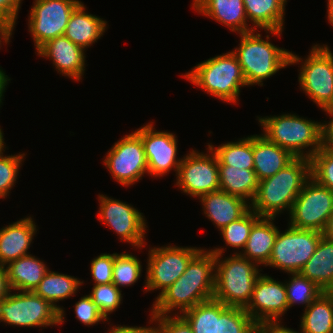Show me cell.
<instances>
[{
    "mask_svg": "<svg viewBox=\"0 0 333 333\" xmlns=\"http://www.w3.org/2000/svg\"><path fill=\"white\" fill-rule=\"evenodd\" d=\"M275 240L267 266L285 273H300L314 254L322 238V232L316 230L296 229L287 225Z\"/></svg>",
    "mask_w": 333,
    "mask_h": 333,
    "instance_id": "obj_11",
    "label": "cell"
},
{
    "mask_svg": "<svg viewBox=\"0 0 333 333\" xmlns=\"http://www.w3.org/2000/svg\"><path fill=\"white\" fill-rule=\"evenodd\" d=\"M140 259L133 253H114L112 283L121 288L135 285L142 276L143 266Z\"/></svg>",
    "mask_w": 333,
    "mask_h": 333,
    "instance_id": "obj_35",
    "label": "cell"
},
{
    "mask_svg": "<svg viewBox=\"0 0 333 333\" xmlns=\"http://www.w3.org/2000/svg\"><path fill=\"white\" fill-rule=\"evenodd\" d=\"M208 249L216 255L213 299L226 306L246 308L263 269L240 254L223 257L226 247Z\"/></svg>",
    "mask_w": 333,
    "mask_h": 333,
    "instance_id": "obj_4",
    "label": "cell"
},
{
    "mask_svg": "<svg viewBox=\"0 0 333 333\" xmlns=\"http://www.w3.org/2000/svg\"><path fill=\"white\" fill-rule=\"evenodd\" d=\"M156 324L157 333H193L182 315H149Z\"/></svg>",
    "mask_w": 333,
    "mask_h": 333,
    "instance_id": "obj_42",
    "label": "cell"
},
{
    "mask_svg": "<svg viewBox=\"0 0 333 333\" xmlns=\"http://www.w3.org/2000/svg\"><path fill=\"white\" fill-rule=\"evenodd\" d=\"M276 217H261L252 227L246 246L239 254L258 266L265 267L270 260L279 227Z\"/></svg>",
    "mask_w": 333,
    "mask_h": 333,
    "instance_id": "obj_25",
    "label": "cell"
},
{
    "mask_svg": "<svg viewBox=\"0 0 333 333\" xmlns=\"http://www.w3.org/2000/svg\"><path fill=\"white\" fill-rule=\"evenodd\" d=\"M261 218L251 208L238 220L231 222L220 230L225 246L237 249L233 254L243 251L249 238L253 225ZM241 250V251H239Z\"/></svg>",
    "mask_w": 333,
    "mask_h": 333,
    "instance_id": "obj_34",
    "label": "cell"
},
{
    "mask_svg": "<svg viewBox=\"0 0 333 333\" xmlns=\"http://www.w3.org/2000/svg\"><path fill=\"white\" fill-rule=\"evenodd\" d=\"M89 295L103 316L110 322V314L120 308V305L123 303L124 294H122V290L111 282L108 284L93 285Z\"/></svg>",
    "mask_w": 333,
    "mask_h": 333,
    "instance_id": "obj_38",
    "label": "cell"
},
{
    "mask_svg": "<svg viewBox=\"0 0 333 333\" xmlns=\"http://www.w3.org/2000/svg\"><path fill=\"white\" fill-rule=\"evenodd\" d=\"M198 200L205 217L211 220L218 231L241 218L250 209V203L244 198L222 190L207 193Z\"/></svg>",
    "mask_w": 333,
    "mask_h": 333,
    "instance_id": "obj_21",
    "label": "cell"
},
{
    "mask_svg": "<svg viewBox=\"0 0 333 333\" xmlns=\"http://www.w3.org/2000/svg\"><path fill=\"white\" fill-rule=\"evenodd\" d=\"M44 260L33 254L22 256L5 266L13 291H34L49 270Z\"/></svg>",
    "mask_w": 333,
    "mask_h": 333,
    "instance_id": "obj_26",
    "label": "cell"
},
{
    "mask_svg": "<svg viewBox=\"0 0 333 333\" xmlns=\"http://www.w3.org/2000/svg\"><path fill=\"white\" fill-rule=\"evenodd\" d=\"M148 324L152 326H126V325H110V333H157L156 324L150 317ZM155 326H154V325Z\"/></svg>",
    "mask_w": 333,
    "mask_h": 333,
    "instance_id": "obj_44",
    "label": "cell"
},
{
    "mask_svg": "<svg viewBox=\"0 0 333 333\" xmlns=\"http://www.w3.org/2000/svg\"><path fill=\"white\" fill-rule=\"evenodd\" d=\"M256 333H264L261 329H259Z\"/></svg>",
    "mask_w": 333,
    "mask_h": 333,
    "instance_id": "obj_54",
    "label": "cell"
},
{
    "mask_svg": "<svg viewBox=\"0 0 333 333\" xmlns=\"http://www.w3.org/2000/svg\"><path fill=\"white\" fill-rule=\"evenodd\" d=\"M326 112L325 114L327 115H332L333 116V101L329 104V106L324 110Z\"/></svg>",
    "mask_w": 333,
    "mask_h": 333,
    "instance_id": "obj_52",
    "label": "cell"
},
{
    "mask_svg": "<svg viewBox=\"0 0 333 333\" xmlns=\"http://www.w3.org/2000/svg\"><path fill=\"white\" fill-rule=\"evenodd\" d=\"M288 0H243L248 22L255 30H283Z\"/></svg>",
    "mask_w": 333,
    "mask_h": 333,
    "instance_id": "obj_27",
    "label": "cell"
},
{
    "mask_svg": "<svg viewBox=\"0 0 333 333\" xmlns=\"http://www.w3.org/2000/svg\"><path fill=\"white\" fill-rule=\"evenodd\" d=\"M86 10L87 7L81 2L71 14L64 33L65 37L85 51L101 39L108 28L106 19Z\"/></svg>",
    "mask_w": 333,
    "mask_h": 333,
    "instance_id": "obj_22",
    "label": "cell"
},
{
    "mask_svg": "<svg viewBox=\"0 0 333 333\" xmlns=\"http://www.w3.org/2000/svg\"><path fill=\"white\" fill-rule=\"evenodd\" d=\"M114 253H101L91 260L90 273L93 285L108 284L112 282Z\"/></svg>",
    "mask_w": 333,
    "mask_h": 333,
    "instance_id": "obj_41",
    "label": "cell"
},
{
    "mask_svg": "<svg viewBox=\"0 0 333 333\" xmlns=\"http://www.w3.org/2000/svg\"><path fill=\"white\" fill-rule=\"evenodd\" d=\"M328 117L330 121L322 122L321 147L333 152V116Z\"/></svg>",
    "mask_w": 333,
    "mask_h": 333,
    "instance_id": "obj_45",
    "label": "cell"
},
{
    "mask_svg": "<svg viewBox=\"0 0 333 333\" xmlns=\"http://www.w3.org/2000/svg\"><path fill=\"white\" fill-rule=\"evenodd\" d=\"M15 24H11L0 20V49L2 45H8L11 41L12 34H14Z\"/></svg>",
    "mask_w": 333,
    "mask_h": 333,
    "instance_id": "obj_46",
    "label": "cell"
},
{
    "mask_svg": "<svg viewBox=\"0 0 333 333\" xmlns=\"http://www.w3.org/2000/svg\"><path fill=\"white\" fill-rule=\"evenodd\" d=\"M222 302L215 299L197 304L181 315L191 326L193 333H215L216 317L226 308Z\"/></svg>",
    "mask_w": 333,
    "mask_h": 333,
    "instance_id": "obj_32",
    "label": "cell"
},
{
    "mask_svg": "<svg viewBox=\"0 0 333 333\" xmlns=\"http://www.w3.org/2000/svg\"><path fill=\"white\" fill-rule=\"evenodd\" d=\"M220 190L244 198L251 204L258 189L255 171L229 165H218Z\"/></svg>",
    "mask_w": 333,
    "mask_h": 333,
    "instance_id": "obj_30",
    "label": "cell"
},
{
    "mask_svg": "<svg viewBox=\"0 0 333 333\" xmlns=\"http://www.w3.org/2000/svg\"><path fill=\"white\" fill-rule=\"evenodd\" d=\"M6 71H4L1 66H0V107H2L1 105H3V97L4 94L6 92V88L7 85L9 84L11 78L8 77V75H6L5 73Z\"/></svg>",
    "mask_w": 333,
    "mask_h": 333,
    "instance_id": "obj_49",
    "label": "cell"
},
{
    "mask_svg": "<svg viewBox=\"0 0 333 333\" xmlns=\"http://www.w3.org/2000/svg\"><path fill=\"white\" fill-rule=\"evenodd\" d=\"M288 309L285 280L278 281L267 273H261L255 282L252 298L245 311L259 327H262L272 323H283L282 317Z\"/></svg>",
    "mask_w": 333,
    "mask_h": 333,
    "instance_id": "obj_17",
    "label": "cell"
},
{
    "mask_svg": "<svg viewBox=\"0 0 333 333\" xmlns=\"http://www.w3.org/2000/svg\"><path fill=\"white\" fill-rule=\"evenodd\" d=\"M310 177V159L295 158L274 176L259 181L250 208L261 217H278L286 211L289 214L295 199Z\"/></svg>",
    "mask_w": 333,
    "mask_h": 333,
    "instance_id": "obj_3",
    "label": "cell"
},
{
    "mask_svg": "<svg viewBox=\"0 0 333 333\" xmlns=\"http://www.w3.org/2000/svg\"><path fill=\"white\" fill-rule=\"evenodd\" d=\"M282 32L283 30H265V40L258 30L239 34L240 42L231 51L241 66L247 87L263 86V81L280 69L290 66L291 51L275 46L270 40L272 35L281 38Z\"/></svg>",
    "mask_w": 333,
    "mask_h": 333,
    "instance_id": "obj_2",
    "label": "cell"
},
{
    "mask_svg": "<svg viewBox=\"0 0 333 333\" xmlns=\"http://www.w3.org/2000/svg\"><path fill=\"white\" fill-rule=\"evenodd\" d=\"M300 273L324 292H330L333 289V240L322 236Z\"/></svg>",
    "mask_w": 333,
    "mask_h": 333,
    "instance_id": "obj_28",
    "label": "cell"
},
{
    "mask_svg": "<svg viewBox=\"0 0 333 333\" xmlns=\"http://www.w3.org/2000/svg\"><path fill=\"white\" fill-rule=\"evenodd\" d=\"M10 291L6 268L0 265V301L5 299Z\"/></svg>",
    "mask_w": 333,
    "mask_h": 333,
    "instance_id": "obj_48",
    "label": "cell"
},
{
    "mask_svg": "<svg viewBox=\"0 0 333 333\" xmlns=\"http://www.w3.org/2000/svg\"><path fill=\"white\" fill-rule=\"evenodd\" d=\"M268 140L288 150L295 158H308L321 148L322 122L300 117L296 113L257 116Z\"/></svg>",
    "mask_w": 333,
    "mask_h": 333,
    "instance_id": "obj_5",
    "label": "cell"
},
{
    "mask_svg": "<svg viewBox=\"0 0 333 333\" xmlns=\"http://www.w3.org/2000/svg\"><path fill=\"white\" fill-rule=\"evenodd\" d=\"M310 162L311 177L333 192V152L321 147Z\"/></svg>",
    "mask_w": 333,
    "mask_h": 333,
    "instance_id": "obj_39",
    "label": "cell"
},
{
    "mask_svg": "<svg viewBox=\"0 0 333 333\" xmlns=\"http://www.w3.org/2000/svg\"><path fill=\"white\" fill-rule=\"evenodd\" d=\"M16 327L48 328L60 325V311L33 291H10L0 301V323Z\"/></svg>",
    "mask_w": 333,
    "mask_h": 333,
    "instance_id": "obj_8",
    "label": "cell"
},
{
    "mask_svg": "<svg viewBox=\"0 0 333 333\" xmlns=\"http://www.w3.org/2000/svg\"><path fill=\"white\" fill-rule=\"evenodd\" d=\"M300 318L302 333H333V293H321Z\"/></svg>",
    "mask_w": 333,
    "mask_h": 333,
    "instance_id": "obj_29",
    "label": "cell"
},
{
    "mask_svg": "<svg viewBox=\"0 0 333 333\" xmlns=\"http://www.w3.org/2000/svg\"><path fill=\"white\" fill-rule=\"evenodd\" d=\"M327 44H314L305 58L291 51L290 66L300 64V91L324 111L333 101V53Z\"/></svg>",
    "mask_w": 333,
    "mask_h": 333,
    "instance_id": "obj_7",
    "label": "cell"
},
{
    "mask_svg": "<svg viewBox=\"0 0 333 333\" xmlns=\"http://www.w3.org/2000/svg\"><path fill=\"white\" fill-rule=\"evenodd\" d=\"M285 280L288 308L295 305L304 306V310L324 291L301 273H288Z\"/></svg>",
    "mask_w": 333,
    "mask_h": 333,
    "instance_id": "obj_33",
    "label": "cell"
},
{
    "mask_svg": "<svg viewBox=\"0 0 333 333\" xmlns=\"http://www.w3.org/2000/svg\"><path fill=\"white\" fill-rule=\"evenodd\" d=\"M215 261L216 255L202 248L190 260L184 273L155 297L149 315H181L197 304L213 299Z\"/></svg>",
    "mask_w": 333,
    "mask_h": 333,
    "instance_id": "obj_1",
    "label": "cell"
},
{
    "mask_svg": "<svg viewBox=\"0 0 333 333\" xmlns=\"http://www.w3.org/2000/svg\"><path fill=\"white\" fill-rule=\"evenodd\" d=\"M22 1L0 0V20L16 25Z\"/></svg>",
    "mask_w": 333,
    "mask_h": 333,
    "instance_id": "obj_43",
    "label": "cell"
},
{
    "mask_svg": "<svg viewBox=\"0 0 333 333\" xmlns=\"http://www.w3.org/2000/svg\"><path fill=\"white\" fill-rule=\"evenodd\" d=\"M260 329L264 333H302L300 330H294L292 328L286 327L285 325H282V323H272V324H267Z\"/></svg>",
    "mask_w": 333,
    "mask_h": 333,
    "instance_id": "obj_47",
    "label": "cell"
},
{
    "mask_svg": "<svg viewBox=\"0 0 333 333\" xmlns=\"http://www.w3.org/2000/svg\"><path fill=\"white\" fill-rule=\"evenodd\" d=\"M74 312L78 321L88 327L98 325L101 322L103 324L105 321H107L108 324L110 323L93 303L89 294L82 296L81 299L75 303Z\"/></svg>",
    "mask_w": 333,
    "mask_h": 333,
    "instance_id": "obj_40",
    "label": "cell"
},
{
    "mask_svg": "<svg viewBox=\"0 0 333 333\" xmlns=\"http://www.w3.org/2000/svg\"><path fill=\"white\" fill-rule=\"evenodd\" d=\"M322 234L325 238L333 240V211Z\"/></svg>",
    "mask_w": 333,
    "mask_h": 333,
    "instance_id": "obj_50",
    "label": "cell"
},
{
    "mask_svg": "<svg viewBox=\"0 0 333 333\" xmlns=\"http://www.w3.org/2000/svg\"><path fill=\"white\" fill-rule=\"evenodd\" d=\"M332 211L333 192L310 177L292 205L287 225L323 232Z\"/></svg>",
    "mask_w": 333,
    "mask_h": 333,
    "instance_id": "obj_12",
    "label": "cell"
},
{
    "mask_svg": "<svg viewBox=\"0 0 333 333\" xmlns=\"http://www.w3.org/2000/svg\"><path fill=\"white\" fill-rule=\"evenodd\" d=\"M259 329L245 308L227 306L216 317L215 333H256Z\"/></svg>",
    "mask_w": 333,
    "mask_h": 333,
    "instance_id": "obj_36",
    "label": "cell"
},
{
    "mask_svg": "<svg viewBox=\"0 0 333 333\" xmlns=\"http://www.w3.org/2000/svg\"><path fill=\"white\" fill-rule=\"evenodd\" d=\"M99 212L97 219L118 235L123 243H129L133 248L142 249L146 244L148 225L144 214L133 205L119 199L98 195Z\"/></svg>",
    "mask_w": 333,
    "mask_h": 333,
    "instance_id": "obj_10",
    "label": "cell"
},
{
    "mask_svg": "<svg viewBox=\"0 0 333 333\" xmlns=\"http://www.w3.org/2000/svg\"><path fill=\"white\" fill-rule=\"evenodd\" d=\"M154 127V122L150 121L134 131L144 146L147 176L160 179L173 170L177 177L182 160V157L177 158L178 137L170 131H157Z\"/></svg>",
    "mask_w": 333,
    "mask_h": 333,
    "instance_id": "obj_16",
    "label": "cell"
},
{
    "mask_svg": "<svg viewBox=\"0 0 333 333\" xmlns=\"http://www.w3.org/2000/svg\"><path fill=\"white\" fill-rule=\"evenodd\" d=\"M327 1V20L328 23L333 27V0H326Z\"/></svg>",
    "mask_w": 333,
    "mask_h": 333,
    "instance_id": "obj_51",
    "label": "cell"
},
{
    "mask_svg": "<svg viewBox=\"0 0 333 333\" xmlns=\"http://www.w3.org/2000/svg\"><path fill=\"white\" fill-rule=\"evenodd\" d=\"M218 159V165H229L241 169H254L253 135L227 141L218 145L207 143Z\"/></svg>",
    "mask_w": 333,
    "mask_h": 333,
    "instance_id": "obj_31",
    "label": "cell"
},
{
    "mask_svg": "<svg viewBox=\"0 0 333 333\" xmlns=\"http://www.w3.org/2000/svg\"><path fill=\"white\" fill-rule=\"evenodd\" d=\"M81 0H34L28 15V31L35 51L48 40L63 36L70 16Z\"/></svg>",
    "mask_w": 333,
    "mask_h": 333,
    "instance_id": "obj_15",
    "label": "cell"
},
{
    "mask_svg": "<svg viewBox=\"0 0 333 333\" xmlns=\"http://www.w3.org/2000/svg\"><path fill=\"white\" fill-rule=\"evenodd\" d=\"M4 140V134H0V149L6 145Z\"/></svg>",
    "mask_w": 333,
    "mask_h": 333,
    "instance_id": "obj_53",
    "label": "cell"
},
{
    "mask_svg": "<svg viewBox=\"0 0 333 333\" xmlns=\"http://www.w3.org/2000/svg\"><path fill=\"white\" fill-rule=\"evenodd\" d=\"M1 127V126H0ZM0 134H4L3 131H2V128H0Z\"/></svg>",
    "mask_w": 333,
    "mask_h": 333,
    "instance_id": "obj_55",
    "label": "cell"
},
{
    "mask_svg": "<svg viewBox=\"0 0 333 333\" xmlns=\"http://www.w3.org/2000/svg\"><path fill=\"white\" fill-rule=\"evenodd\" d=\"M37 56L52 61L55 70L73 81L83 80L86 71V51L67 37L48 40L36 52Z\"/></svg>",
    "mask_w": 333,
    "mask_h": 333,
    "instance_id": "obj_18",
    "label": "cell"
},
{
    "mask_svg": "<svg viewBox=\"0 0 333 333\" xmlns=\"http://www.w3.org/2000/svg\"><path fill=\"white\" fill-rule=\"evenodd\" d=\"M32 217L21 218L0 228V265L7 266L10 262L30 254L28 249L38 231Z\"/></svg>",
    "mask_w": 333,
    "mask_h": 333,
    "instance_id": "obj_20",
    "label": "cell"
},
{
    "mask_svg": "<svg viewBox=\"0 0 333 333\" xmlns=\"http://www.w3.org/2000/svg\"><path fill=\"white\" fill-rule=\"evenodd\" d=\"M181 76L209 96L227 104H238L241 88L247 86L241 66L232 51L204 60Z\"/></svg>",
    "mask_w": 333,
    "mask_h": 333,
    "instance_id": "obj_6",
    "label": "cell"
},
{
    "mask_svg": "<svg viewBox=\"0 0 333 333\" xmlns=\"http://www.w3.org/2000/svg\"><path fill=\"white\" fill-rule=\"evenodd\" d=\"M206 150L191 149L182 157L174 184L195 199L220 190L218 159L208 145Z\"/></svg>",
    "mask_w": 333,
    "mask_h": 333,
    "instance_id": "obj_13",
    "label": "cell"
},
{
    "mask_svg": "<svg viewBox=\"0 0 333 333\" xmlns=\"http://www.w3.org/2000/svg\"><path fill=\"white\" fill-rule=\"evenodd\" d=\"M192 8L203 17L206 16L224 25L237 34L252 32L243 0H192Z\"/></svg>",
    "mask_w": 333,
    "mask_h": 333,
    "instance_id": "obj_19",
    "label": "cell"
},
{
    "mask_svg": "<svg viewBox=\"0 0 333 333\" xmlns=\"http://www.w3.org/2000/svg\"><path fill=\"white\" fill-rule=\"evenodd\" d=\"M201 247L167 244L149 247L143 292L159 290L157 297L170 287L186 270Z\"/></svg>",
    "mask_w": 333,
    "mask_h": 333,
    "instance_id": "obj_9",
    "label": "cell"
},
{
    "mask_svg": "<svg viewBox=\"0 0 333 333\" xmlns=\"http://www.w3.org/2000/svg\"><path fill=\"white\" fill-rule=\"evenodd\" d=\"M6 148L0 149V199H6L12 188L16 185L20 168L26 159L25 153L4 155Z\"/></svg>",
    "mask_w": 333,
    "mask_h": 333,
    "instance_id": "obj_37",
    "label": "cell"
},
{
    "mask_svg": "<svg viewBox=\"0 0 333 333\" xmlns=\"http://www.w3.org/2000/svg\"><path fill=\"white\" fill-rule=\"evenodd\" d=\"M294 159L288 150L271 142L263 134H253V170L258 181L274 176Z\"/></svg>",
    "mask_w": 333,
    "mask_h": 333,
    "instance_id": "obj_23",
    "label": "cell"
},
{
    "mask_svg": "<svg viewBox=\"0 0 333 333\" xmlns=\"http://www.w3.org/2000/svg\"><path fill=\"white\" fill-rule=\"evenodd\" d=\"M84 283V280L81 281L80 278L52 271L49 268L33 292L49 301L60 311L61 326L65 322L66 311L63 306L59 305V302L77 295L78 289H81Z\"/></svg>",
    "mask_w": 333,
    "mask_h": 333,
    "instance_id": "obj_24",
    "label": "cell"
},
{
    "mask_svg": "<svg viewBox=\"0 0 333 333\" xmlns=\"http://www.w3.org/2000/svg\"><path fill=\"white\" fill-rule=\"evenodd\" d=\"M105 155L102 160L105 169L123 187L133 186L148 174L144 146L134 131L114 142Z\"/></svg>",
    "mask_w": 333,
    "mask_h": 333,
    "instance_id": "obj_14",
    "label": "cell"
}]
</instances>
